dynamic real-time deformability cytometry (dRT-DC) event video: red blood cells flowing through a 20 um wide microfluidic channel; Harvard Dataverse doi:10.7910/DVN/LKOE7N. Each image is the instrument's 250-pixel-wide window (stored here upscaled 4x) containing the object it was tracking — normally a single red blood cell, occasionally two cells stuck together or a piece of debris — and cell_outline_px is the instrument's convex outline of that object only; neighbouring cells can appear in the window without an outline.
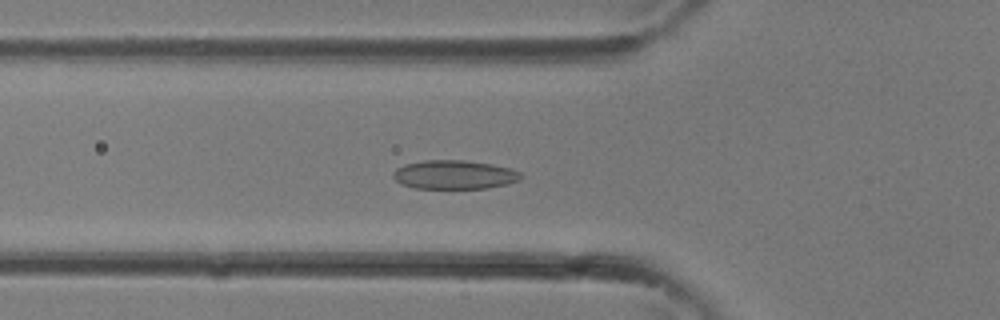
{"species": "common noctule bat (a hibernating species)", "species_latin": "Nyctalus noctula", "temperature_condition": "room temperature", "stored_images_in_passage": 24, "camera_frame_rate_fps": 3000, "um_per_image_px": 0.085, "animal": {"sex": "female"}, "frame": {"image": 1, "passage_image": 2, "time_ms": 0.333, "image_size_px": [1000, 320], "cell_outline_px": [[524, 176], [520, 180], [508, 184], [488, 188], [416, 188], [400, 184], [392, 176], [392, 172], [396, 168], [404, 164], [424, 160], [464, 160], [492, 164], [508, 168], [520, 172]], "centroid_in_image_um": [38.61, 14.84], "position_along_channel_um": 87.2, "area_um2": 21.62}}
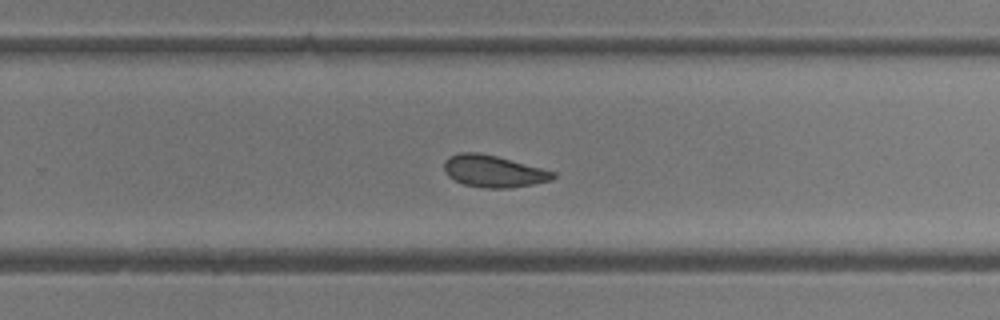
{"frame": {"image": 2, "passage_image": 12, "time_ms": 3.667, "image_size_px": [1000, 320], "cell_outline_px": [[556, 176], [552, 180], [532, 184], [508, 188], [484, 188], [464, 184], [448, 176], [444, 172], [444, 160], [448, 156], [460, 152], [476, 152], [496, 156], [556, 172]], "centroid_in_image_um": [41.92, 14.55], "position_along_channel_um": 287.9, "area_um2": 20.17}}
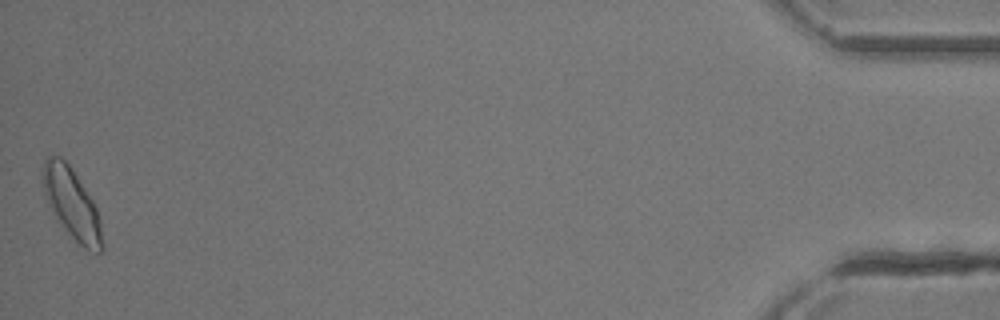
{"frame": {"image": 3, "passage_image": 24, "time_ms": 7.667, "image_size_px": [1000, 320], "cell_outline_px": [[104, 248], [100, 252], [96, 252], [84, 248], [56, 220], [44, 196], [44, 160], [48, 156], [60, 156], [68, 164], [92, 200], [96, 208], [100, 220], [104, 244]], "centroid_in_image_um": [6.12, 17.36], "position_along_channel_um": 429.1, "area_um2": 23.87}}